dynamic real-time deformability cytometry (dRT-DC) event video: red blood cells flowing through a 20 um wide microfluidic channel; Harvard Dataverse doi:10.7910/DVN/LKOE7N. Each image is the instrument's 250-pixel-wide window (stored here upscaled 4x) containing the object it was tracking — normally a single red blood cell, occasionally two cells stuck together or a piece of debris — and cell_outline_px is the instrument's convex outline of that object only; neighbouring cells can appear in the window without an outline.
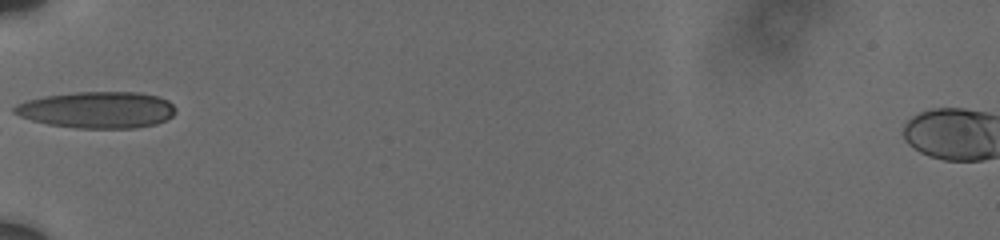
{"species": "human", "species_latin": "Homo sapiens", "temperature_condition": "cold", "stored_images_in_passage": 33, "camera_frame_rate_fps": 3000, "um_per_image_px": 0.085, "donor": {"sex": "male"}, "frame": {"image": 1, "passage_image": 1, "time_ms": 0.0, "image_size_px": [1000, 240], "cell_outline_px": [[176, 112], [172, 116], [156, 124], [136, 128], [76, 128], [48, 124], [32, 120], [20, 116], [12, 112], [12, 108], [16, 104], [28, 100], [44, 96], [76, 92], [140, 92], [156, 96], [168, 100], [176, 108]], "centroid_in_image_um": [8.27, 9.34], "position_along_channel_um": 76.7, "area_um2": 34.39}}